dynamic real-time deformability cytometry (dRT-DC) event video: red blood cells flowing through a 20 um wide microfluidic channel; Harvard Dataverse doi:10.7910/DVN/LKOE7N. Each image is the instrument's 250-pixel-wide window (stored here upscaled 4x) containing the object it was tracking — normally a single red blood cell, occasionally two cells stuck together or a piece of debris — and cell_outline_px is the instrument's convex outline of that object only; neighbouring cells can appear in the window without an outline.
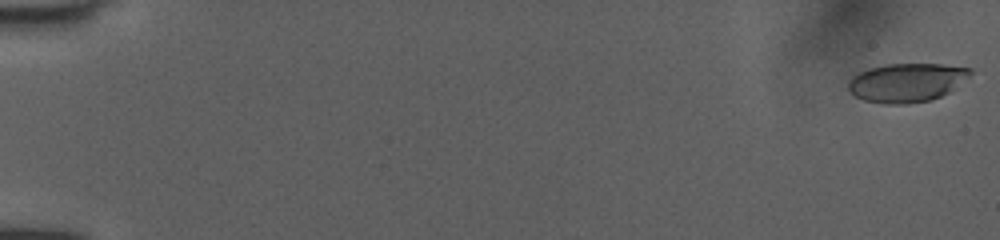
{"species": "human", "species_latin": "Homo sapiens", "temperature_condition": "room temperature", "stored_images_in_passage": 52, "camera_frame_rate_fps": 3000, "um_per_image_px": 0.085, "donor": {"sex": "female"}, "frame": {"image": 1, "passage_image": 1, "time_ms": 0.0, "image_size_px": [1000, 240], "cell_outline_px": [[972, 72], [968, 76], [948, 92], [932, 100], [908, 104], [884, 104], [864, 100], [856, 96], [848, 88], [848, 80], [852, 76], [860, 72], [872, 68], [888, 64], [940, 64], [972, 68]], "centroid_in_image_um": [77.05, 7.02], "position_along_channel_um": 8.0, "area_um2": 27.28}}
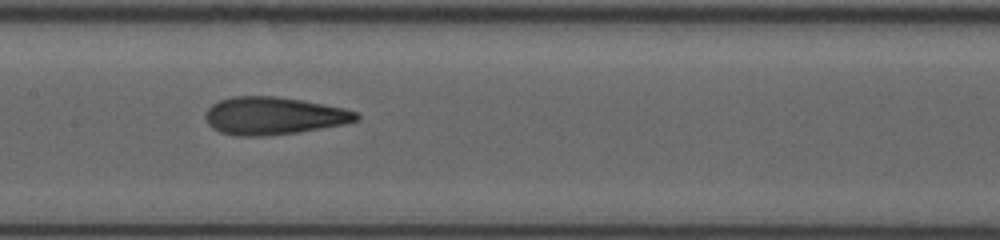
{"frame": {"image": 2, "passage_image": 28, "time_ms": 9.0, "image_size_px": [1000, 240], "cell_outline_px": [[360, 120], [344, 124], [296, 132], [264, 136], [236, 136], [220, 132], [212, 128], [208, 124], [204, 116], [208, 108], [212, 104], [220, 100], [232, 96], [276, 96], [304, 100], [344, 108], [356, 112], [360, 116]], "centroid_in_image_um": [23.24, 9.84], "position_along_channel_um": 184.2, "area_um2": 33.18}}
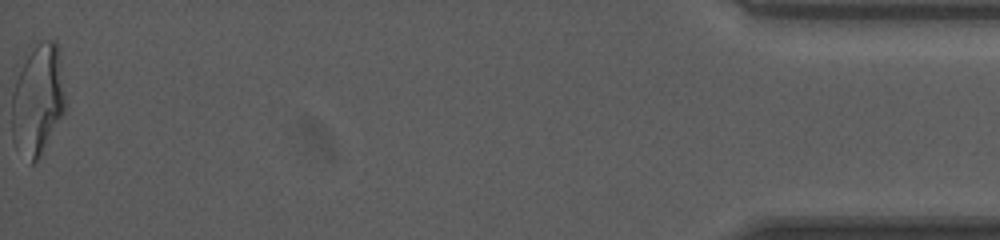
{"frame": {"image": 3, "passage_image": 52, "time_ms": 17.0, "image_size_px": [1000, 240], "cell_outline_px": [[64, 112], [40, 156], [32, 164], [28, 164], [12, 140], [12, 92], [16, 80], [32, 48], [36, 44], [44, 40], [56, 40], [60, 60], [64, 92]], "centroid_in_image_um": [3.19, 8.53], "position_along_channel_um": 432.0, "area_um2": 34.04}, "authors_computed_cell_mechanics": {"area_um2": 32.1657, "velocity_mm_per_s": 4.0313, "shape_relaxation_time_tau1_ms": 4.9898, "shape_relaxation_time_tau2_ms": 1.0927, "deformation_change_tau1": 0.2065, "deformation_change_tau2": 0.0969}}